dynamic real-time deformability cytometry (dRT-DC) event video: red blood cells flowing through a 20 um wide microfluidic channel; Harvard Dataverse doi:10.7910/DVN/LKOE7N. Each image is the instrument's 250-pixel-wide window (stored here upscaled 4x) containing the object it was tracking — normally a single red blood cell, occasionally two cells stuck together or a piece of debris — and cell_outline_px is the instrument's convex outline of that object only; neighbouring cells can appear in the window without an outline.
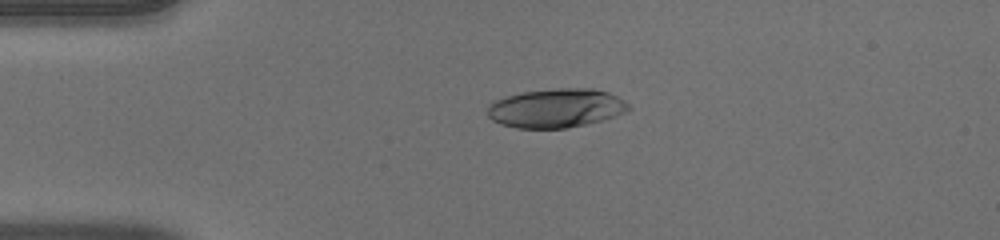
{"species": "human", "species_latin": "Homo sapiens", "temperature_condition": "warm", "stored_images_in_passage": 40, "camera_frame_rate_fps": 3000, "um_per_image_px": 0.085, "donor": {"sex": "male"}, "frame": {"image": 1, "passage_image": 1, "time_ms": 0.0, "image_size_px": [1000, 240], "cell_outline_px": [[632, 108], [624, 112], [604, 120], [568, 128], [516, 128], [500, 124], [492, 120], [488, 116], [488, 104], [504, 96], [520, 92], [556, 88], [592, 88], [608, 92], [624, 100]], "centroid_in_image_um": [47.25, 9.19], "position_along_channel_um": 37.7, "area_um2": 32.25}}
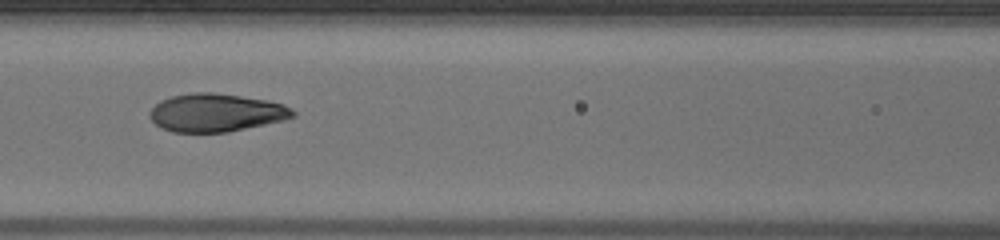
{"frame": {"image": 2, "passage_image": 12, "time_ms": 3.667, "image_size_px": [1000, 240], "cell_outline_px": [[296, 116], [284, 120], [228, 132], [172, 132], [160, 128], [148, 116], [148, 112], [160, 100], [172, 96], [192, 92], [212, 92], [240, 96], [264, 100], [284, 104], [292, 108], [296, 112]], "centroid_in_image_um": [18.35, 9.58], "position_along_channel_um": 148.3, "area_um2": 31.85}}
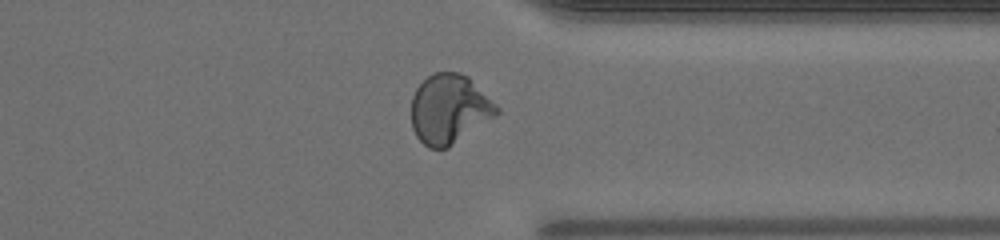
{"frame": {"image": 3, "passage_image": 29, "time_ms": 9.333, "image_size_px": [1000, 240], "cell_outline_px": [[500, 112], [496, 116], [448, 148], [428, 148], [416, 136], [412, 128], [412, 96], [416, 88], [432, 72], [460, 72], [468, 76], [500, 108]], "centroid_in_image_um": [38.19, 9.27], "position_along_channel_um": 373.2, "area_um2": 34.56}, "authors_computed_cell_mechanics": {"area_um2": 32.4836, "velocity_mm_per_s": 4.0232, "shape_relaxation_time_tau1_ms": 5.7895, "shape_relaxation_time_tau2_ms": null, "deformation_change_tau1": 0.279, "deformation_change_tau2": null}}